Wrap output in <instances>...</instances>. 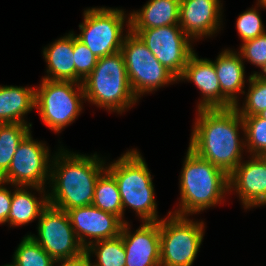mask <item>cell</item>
<instances>
[{"label":"cell","instance_id":"cell-1","mask_svg":"<svg viewBox=\"0 0 266 266\" xmlns=\"http://www.w3.org/2000/svg\"><path fill=\"white\" fill-rule=\"evenodd\" d=\"M189 148L229 175L241 163L239 127L244 122L236 107L198 109ZM242 144V145H241Z\"/></svg>","mask_w":266,"mask_h":266},{"label":"cell","instance_id":"cell-2","mask_svg":"<svg viewBox=\"0 0 266 266\" xmlns=\"http://www.w3.org/2000/svg\"><path fill=\"white\" fill-rule=\"evenodd\" d=\"M62 150L52 161L49 179L53 188L47 196L49 205L67 212L92 204L95 184L106 167L97 154L90 157Z\"/></svg>","mask_w":266,"mask_h":266},{"label":"cell","instance_id":"cell-3","mask_svg":"<svg viewBox=\"0 0 266 266\" xmlns=\"http://www.w3.org/2000/svg\"><path fill=\"white\" fill-rule=\"evenodd\" d=\"M180 177L181 210L178 216L194 214L218 204L229 190L228 175L188 147Z\"/></svg>","mask_w":266,"mask_h":266},{"label":"cell","instance_id":"cell-4","mask_svg":"<svg viewBox=\"0 0 266 266\" xmlns=\"http://www.w3.org/2000/svg\"><path fill=\"white\" fill-rule=\"evenodd\" d=\"M82 85L86 100L107 110L122 113L138 100L130 87L121 51L98 58Z\"/></svg>","mask_w":266,"mask_h":266},{"label":"cell","instance_id":"cell-5","mask_svg":"<svg viewBox=\"0 0 266 266\" xmlns=\"http://www.w3.org/2000/svg\"><path fill=\"white\" fill-rule=\"evenodd\" d=\"M106 170L117 182L122 202L123 214L125 207L130 206L143 219V222H155L156 202L152 177L147 165L137 150H130Z\"/></svg>","mask_w":266,"mask_h":266},{"label":"cell","instance_id":"cell-6","mask_svg":"<svg viewBox=\"0 0 266 266\" xmlns=\"http://www.w3.org/2000/svg\"><path fill=\"white\" fill-rule=\"evenodd\" d=\"M128 19L129 32L124 38L121 52L130 87L138 98L141 94L178 79L157 60L140 37L130 30V17Z\"/></svg>","mask_w":266,"mask_h":266},{"label":"cell","instance_id":"cell-7","mask_svg":"<svg viewBox=\"0 0 266 266\" xmlns=\"http://www.w3.org/2000/svg\"><path fill=\"white\" fill-rule=\"evenodd\" d=\"M75 83L43 78L39 89H35V108L39 109L43 122L55 132L73 122L81 112L80 101L85 99L83 85Z\"/></svg>","mask_w":266,"mask_h":266},{"label":"cell","instance_id":"cell-8","mask_svg":"<svg viewBox=\"0 0 266 266\" xmlns=\"http://www.w3.org/2000/svg\"><path fill=\"white\" fill-rule=\"evenodd\" d=\"M159 221L160 266H192L203 240L204 223L172 215Z\"/></svg>","mask_w":266,"mask_h":266},{"label":"cell","instance_id":"cell-9","mask_svg":"<svg viewBox=\"0 0 266 266\" xmlns=\"http://www.w3.org/2000/svg\"><path fill=\"white\" fill-rule=\"evenodd\" d=\"M120 9L92 8L84 11V22L79 25L81 33L75 36L91 52L101 58L121 51L125 21Z\"/></svg>","mask_w":266,"mask_h":266},{"label":"cell","instance_id":"cell-10","mask_svg":"<svg viewBox=\"0 0 266 266\" xmlns=\"http://www.w3.org/2000/svg\"><path fill=\"white\" fill-rule=\"evenodd\" d=\"M38 223L39 237L31 236L55 261L74 259L85 253L66 211L48 205Z\"/></svg>","mask_w":266,"mask_h":266},{"label":"cell","instance_id":"cell-11","mask_svg":"<svg viewBox=\"0 0 266 266\" xmlns=\"http://www.w3.org/2000/svg\"><path fill=\"white\" fill-rule=\"evenodd\" d=\"M49 155L48 148L34 141L29 133L19 144L8 171L0 180L14 186L35 188L43 193L44 184L50 177Z\"/></svg>","mask_w":266,"mask_h":266},{"label":"cell","instance_id":"cell-12","mask_svg":"<svg viewBox=\"0 0 266 266\" xmlns=\"http://www.w3.org/2000/svg\"><path fill=\"white\" fill-rule=\"evenodd\" d=\"M137 34L157 60L177 79L194 53L190 38L180 25L131 30Z\"/></svg>","mask_w":266,"mask_h":266},{"label":"cell","instance_id":"cell-13","mask_svg":"<svg viewBox=\"0 0 266 266\" xmlns=\"http://www.w3.org/2000/svg\"><path fill=\"white\" fill-rule=\"evenodd\" d=\"M71 225L81 245L88 246L85 237L95 242L113 239L121 234L124 222L116 215L104 212L94 205L72 208L67 211Z\"/></svg>","mask_w":266,"mask_h":266},{"label":"cell","instance_id":"cell-14","mask_svg":"<svg viewBox=\"0 0 266 266\" xmlns=\"http://www.w3.org/2000/svg\"><path fill=\"white\" fill-rule=\"evenodd\" d=\"M143 223L135 234L128 231V222L123 224L120 236L126 253L125 266H160L159 221Z\"/></svg>","mask_w":266,"mask_h":266},{"label":"cell","instance_id":"cell-15","mask_svg":"<svg viewBox=\"0 0 266 266\" xmlns=\"http://www.w3.org/2000/svg\"><path fill=\"white\" fill-rule=\"evenodd\" d=\"M229 191L235 187L245 208L266 205V156L252 155L229 175Z\"/></svg>","mask_w":266,"mask_h":266},{"label":"cell","instance_id":"cell-16","mask_svg":"<svg viewBox=\"0 0 266 266\" xmlns=\"http://www.w3.org/2000/svg\"><path fill=\"white\" fill-rule=\"evenodd\" d=\"M219 0H180L179 25L188 37L210 36L220 26Z\"/></svg>","mask_w":266,"mask_h":266},{"label":"cell","instance_id":"cell-17","mask_svg":"<svg viewBox=\"0 0 266 266\" xmlns=\"http://www.w3.org/2000/svg\"><path fill=\"white\" fill-rule=\"evenodd\" d=\"M193 81L203 94L198 109L222 108V92L213 61L199 59L195 53L191 55L182 75L178 80Z\"/></svg>","mask_w":266,"mask_h":266},{"label":"cell","instance_id":"cell-18","mask_svg":"<svg viewBox=\"0 0 266 266\" xmlns=\"http://www.w3.org/2000/svg\"><path fill=\"white\" fill-rule=\"evenodd\" d=\"M222 92V108L238 106L235 93H243L244 64L240 54L224 50L213 62Z\"/></svg>","mask_w":266,"mask_h":266},{"label":"cell","instance_id":"cell-19","mask_svg":"<svg viewBox=\"0 0 266 266\" xmlns=\"http://www.w3.org/2000/svg\"><path fill=\"white\" fill-rule=\"evenodd\" d=\"M180 0H150L130 14V30L179 25Z\"/></svg>","mask_w":266,"mask_h":266},{"label":"cell","instance_id":"cell-20","mask_svg":"<svg viewBox=\"0 0 266 266\" xmlns=\"http://www.w3.org/2000/svg\"><path fill=\"white\" fill-rule=\"evenodd\" d=\"M74 34L56 40L43 55L48 64V74L44 79L75 82Z\"/></svg>","mask_w":266,"mask_h":266},{"label":"cell","instance_id":"cell-21","mask_svg":"<svg viewBox=\"0 0 266 266\" xmlns=\"http://www.w3.org/2000/svg\"><path fill=\"white\" fill-rule=\"evenodd\" d=\"M35 108V89L0 86V124L26 123L23 116Z\"/></svg>","mask_w":266,"mask_h":266},{"label":"cell","instance_id":"cell-22","mask_svg":"<svg viewBox=\"0 0 266 266\" xmlns=\"http://www.w3.org/2000/svg\"><path fill=\"white\" fill-rule=\"evenodd\" d=\"M22 187L18 186L12 195L10 212L7 218L10 226L30 223L37 217L39 218L41 212L49 205L48 196L43 195L42 200L39 201L27 189Z\"/></svg>","mask_w":266,"mask_h":266},{"label":"cell","instance_id":"cell-23","mask_svg":"<svg viewBox=\"0 0 266 266\" xmlns=\"http://www.w3.org/2000/svg\"><path fill=\"white\" fill-rule=\"evenodd\" d=\"M92 205L118 216L123 222V208L119 188L114 177L105 170L97 179Z\"/></svg>","mask_w":266,"mask_h":266},{"label":"cell","instance_id":"cell-24","mask_svg":"<svg viewBox=\"0 0 266 266\" xmlns=\"http://www.w3.org/2000/svg\"><path fill=\"white\" fill-rule=\"evenodd\" d=\"M31 126L30 123L0 124V178L8 171L16 149L30 133Z\"/></svg>","mask_w":266,"mask_h":266},{"label":"cell","instance_id":"cell-25","mask_svg":"<svg viewBox=\"0 0 266 266\" xmlns=\"http://www.w3.org/2000/svg\"><path fill=\"white\" fill-rule=\"evenodd\" d=\"M91 252L97 255V263H93L92 266H125L126 253L121 236L88 242L85 253L90 255Z\"/></svg>","mask_w":266,"mask_h":266},{"label":"cell","instance_id":"cell-26","mask_svg":"<svg viewBox=\"0 0 266 266\" xmlns=\"http://www.w3.org/2000/svg\"><path fill=\"white\" fill-rule=\"evenodd\" d=\"M13 258L15 266H54L57 263L31 234L23 238Z\"/></svg>","mask_w":266,"mask_h":266},{"label":"cell","instance_id":"cell-27","mask_svg":"<svg viewBox=\"0 0 266 266\" xmlns=\"http://www.w3.org/2000/svg\"><path fill=\"white\" fill-rule=\"evenodd\" d=\"M249 90L244 106L240 109L235 106L240 116H254L266 109V77L254 73L249 76Z\"/></svg>","mask_w":266,"mask_h":266},{"label":"cell","instance_id":"cell-28","mask_svg":"<svg viewBox=\"0 0 266 266\" xmlns=\"http://www.w3.org/2000/svg\"><path fill=\"white\" fill-rule=\"evenodd\" d=\"M244 122V135L251 154L256 156H266V119L259 115L241 116Z\"/></svg>","mask_w":266,"mask_h":266},{"label":"cell","instance_id":"cell-29","mask_svg":"<svg viewBox=\"0 0 266 266\" xmlns=\"http://www.w3.org/2000/svg\"><path fill=\"white\" fill-rule=\"evenodd\" d=\"M74 63H75V82L82 84L85 78L93 71L98 58L91 50L74 35ZM82 80V81H81Z\"/></svg>","mask_w":266,"mask_h":266},{"label":"cell","instance_id":"cell-30","mask_svg":"<svg viewBox=\"0 0 266 266\" xmlns=\"http://www.w3.org/2000/svg\"><path fill=\"white\" fill-rule=\"evenodd\" d=\"M237 31L243 42L254 39L264 33L260 14L256 9H249L240 14L237 21Z\"/></svg>","mask_w":266,"mask_h":266},{"label":"cell","instance_id":"cell-31","mask_svg":"<svg viewBox=\"0 0 266 266\" xmlns=\"http://www.w3.org/2000/svg\"><path fill=\"white\" fill-rule=\"evenodd\" d=\"M242 58L260 67L266 73V33L245 41L240 49Z\"/></svg>","mask_w":266,"mask_h":266},{"label":"cell","instance_id":"cell-32","mask_svg":"<svg viewBox=\"0 0 266 266\" xmlns=\"http://www.w3.org/2000/svg\"><path fill=\"white\" fill-rule=\"evenodd\" d=\"M2 183L0 180V224L7 222L13 195V192L11 193L7 188L1 186Z\"/></svg>","mask_w":266,"mask_h":266},{"label":"cell","instance_id":"cell-33","mask_svg":"<svg viewBox=\"0 0 266 266\" xmlns=\"http://www.w3.org/2000/svg\"><path fill=\"white\" fill-rule=\"evenodd\" d=\"M90 256L91 255H87L86 253H84L82 256L74 259L59 260L56 262H63L60 266H92Z\"/></svg>","mask_w":266,"mask_h":266},{"label":"cell","instance_id":"cell-34","mask_svg":"<svg viewBox=\"0 0 266 266\" xmlns=\"http://www.w3.org/2000/svg\"><path fill=\"white\" fill-rule=\"evenodd\" d=\"M261 118L266 119V109L263 110L260 114H258Z\"/></svg>","mask_w":266,"mask_h":266},{"label":"cell","instance_id":"cell-35","mask_svg":"<svg viewBox=\"0 0 266 266\" xmlns=\"http://www.w3.org/2000/svg\"><path fill=\"white\" fill-rule=\"evenodd\" d=\"M258 2L260 3V5L262 7H265L266 8V0H258Z\"/></svg>","mask_w":266,"mask_h":266},{"label":"cell","instance_id":"cell-36","mask_svg":"<svg viewBox=\"0 0 266 266\" xmlns=\"http://www.w3.org/2000/svg\"><path fill=\"white\" fill-rule=\"evenodd\" d=\"M4 266H15V265L12 263V264H7V265H4Z\"/></svg>","mask_w":266,"mask_h":266}]
</instances>
